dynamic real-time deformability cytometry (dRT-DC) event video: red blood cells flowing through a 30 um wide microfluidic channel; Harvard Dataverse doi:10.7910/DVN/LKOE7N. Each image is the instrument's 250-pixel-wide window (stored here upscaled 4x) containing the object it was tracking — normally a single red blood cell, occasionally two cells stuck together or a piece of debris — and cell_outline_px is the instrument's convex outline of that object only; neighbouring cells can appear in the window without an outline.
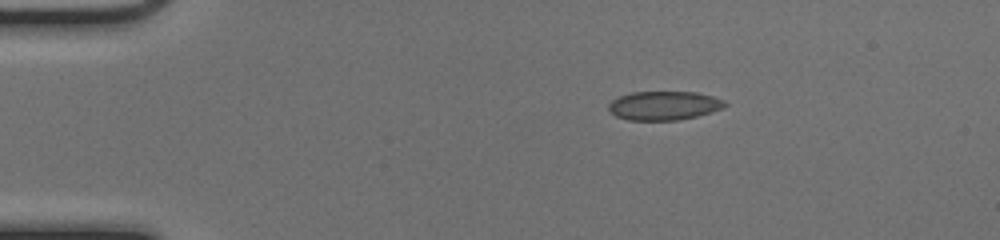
{"species": "common noctule bat (a hibernating species)", "species_latin": "Nyctalus noctula", "temperature_condition": "cold", "stored_images_in_passage": 43, "camera_frame_rate_fps": 3000, "um_per_image_px": 0.085, "animal": {"sex": "female", "body_mass_g": 17.0, "forearm_length_mm": 48.0}, "frame": {"image": 1, "passage_image": 1, "time_ms": 0.0, "image_size_px": [1000, 240], "cell_outline_px": [[728, 104], [724, 108], [712, 112], [696, 116], [676, 120], [628, 120], [616, 116], [608, 112], [608, 104], [612, 100], [620, 96], [632, 92], [696, 92], [712, 96], [724, 100]], "centroid_in_image_um": [56.43, 8.98], "position_along_channel_um": 28.6, "area_um2": 19.65}}
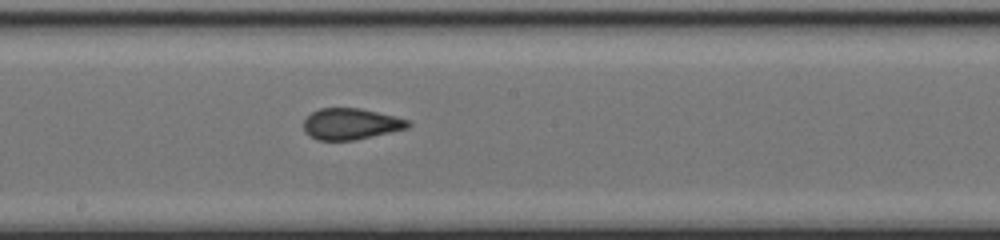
{"frame": {"image": 2, "passage_image": 20, "time_ms": 6.333, "image_size_px": [1000, 240], "cell_outline_px": [[412, 124], [408, 128], [356, 140], [316, 140], [304, 132], [304, 120], [312, 112], [320, 108], [360, 108], [408, 120]], "centroid_in_image_um": [29.8, 10.54], "position_along_channel_um": 218.4, "area_um2": 18.9}}
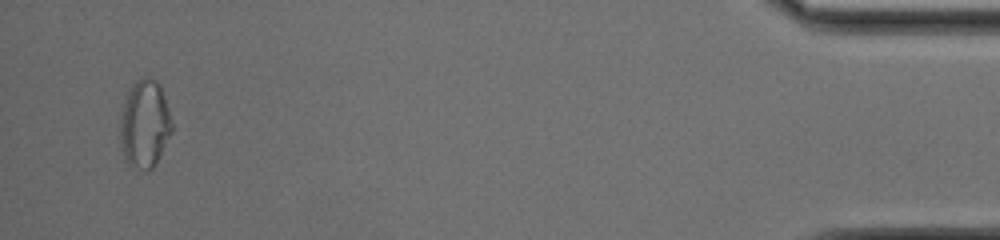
{"frame": {"image": 3, "passage_image": 41, "time_ms": 13.333, "image_size_px": [1000, 240], "cell_outline_px": [[172, 132], [156, 164], [152, 168], [132, 168], [128, 164], [124, 156], [120, 140], [120, 128], [124, 104], [128, 88], [136, 80], [144, 76], [148, 76], [160, 88], [164, 96], [168, 108], [172, 124]], "centroid_in_image_um": [12.29, 10.55], "position_along_channel_um": 422.9, "area_um2": 26.13}, "authors_computed_cell_mechanics": {"area_um2": 19.652, "velocity_mm_per_s": 4.0617, "shape_relaxation_time_tau1_ms": null, "shape_relaxation_time_tau2_ms": 1.1665, "deformation_change_tau1": null, "deformation_change_tau2": 0.0575}}